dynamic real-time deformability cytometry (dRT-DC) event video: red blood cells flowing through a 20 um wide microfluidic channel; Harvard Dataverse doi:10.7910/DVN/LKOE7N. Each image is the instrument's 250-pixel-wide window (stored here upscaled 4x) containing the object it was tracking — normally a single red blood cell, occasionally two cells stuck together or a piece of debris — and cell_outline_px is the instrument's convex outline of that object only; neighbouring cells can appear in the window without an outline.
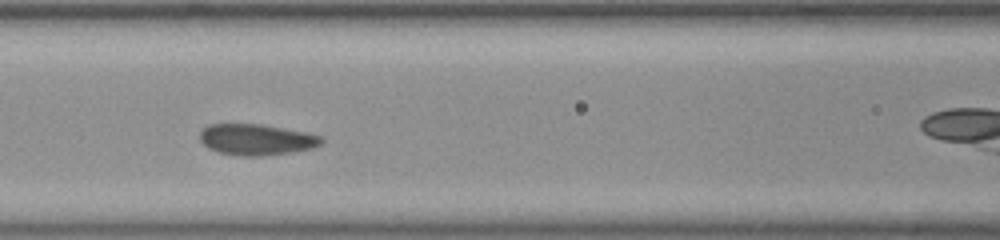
{"species": "common noctule bat (a hibernating species)", "species_latin": "Nyctalus noctula", "temperature_condition": "room temperature", "stored_images_in_passage": 26, "camera_frame_rate_fps": 3000, "um_per_image_px": 0.085, "animal": {"sex": "female", "body_mass_g": 23.0, "forearm_length_mm": 53.4}, "frame": {"image": 1, "passage_image": 8, "time_ms": 2.333, "image_size_px": [1000, 240], "cell_outline_px": [[324, 140], [320, 144], [312, 148], [292, 152], [260, 156], [244, 156], [220, 152], [208, 148], [200, 140], [200, 132], [208, 124], [260, 124], [304, 132], [320, 136]], "centroid_in_image_um": [21.78, 11.86], "position_along_channel_um": 144.8, "area_um2": 21.73}, "authors_computed_cell_mechanics": {"area_um2": 20.3456, "velocity_mm_per_s": 3.8591, "shape_relaxation_time_tau1_ms": 2.1029, "shape_relaxation_time_tau2_ms": null, "deformation_change_tau1": 0.0681, "deformation_change_tau2": null}}